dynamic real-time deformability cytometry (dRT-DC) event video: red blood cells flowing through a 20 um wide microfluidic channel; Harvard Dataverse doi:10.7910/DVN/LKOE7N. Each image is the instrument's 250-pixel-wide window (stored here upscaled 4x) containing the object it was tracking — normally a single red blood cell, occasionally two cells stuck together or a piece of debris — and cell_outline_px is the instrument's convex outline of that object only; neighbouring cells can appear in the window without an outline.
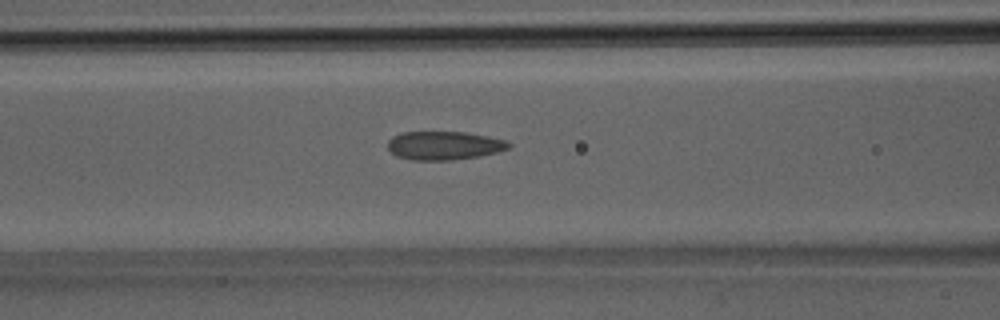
{"species": "Egyptian fruit bat (a non-hibernating species)", "species_latin": "Rousettus aegyptiacus", "temperature_condition": "room temperature", "stored_images_in_passage": 30, "segment_of_instrument_passage": [1, 2], "camera_frame_rate_fps": 3000, "um_per_image_px": 0.085, "animal": {"sex": "male"}, "frame": {"image": 1, "passage_image": 7, "time_ms": 2.0, "image_size_px": [1000, 320], "cell_outline_px": [[512, 144], [508, 148], [496, 152], [480, 156], [452, 160], [408, 160], [396, 156], [388, 148], [388, 140], [392, 136], [400, 132], [464, 132], [488, 136], [504, 140]], "centroid_in_image_um": [37.71, 12.37], "position_along_channel_um": 128.9, "area_um2": 20.17}}
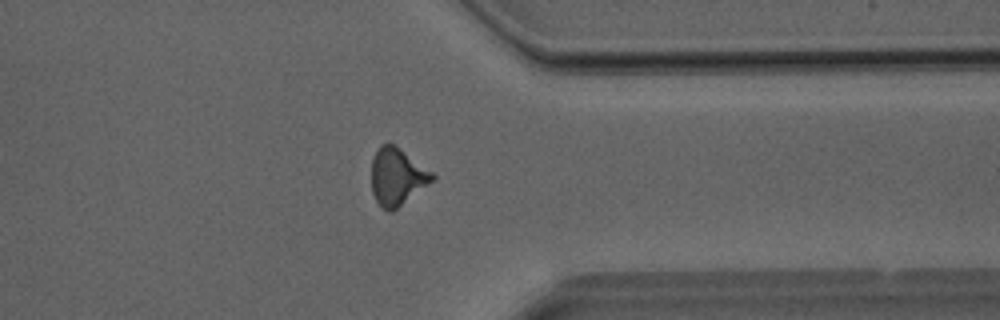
{"frame": {"image": 2, "passage_image": 21, "time_ms": 6.667, "image_size_px": [1000, 320], "cell_outline_px": [[436, 180], [392, 212], [388, 212], [376, 200], [372, 192], [372, 160], [380, 144], [388, 140], [400, 148], [432, 172], [436, 176]], "centroid_in_image_um": [33.77, 15.0], "position_along_channel_um": 377.6, "area_um2": 20.46}}
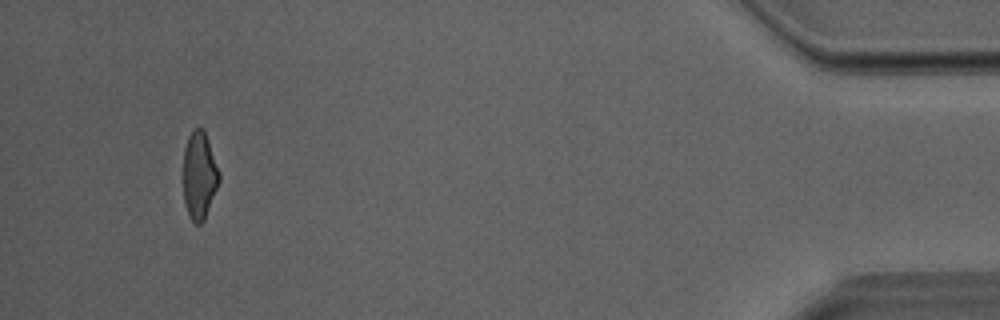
{"frame": {"image": 3, "passage_image": 27, "time_ms": 8.667, "image_size_px": [1000, 320], "cell_outline_px": [[220, 180], [204, 220], [200, 224], [196, 224], [188, 216], [184, 204], [184, 148], [188, 136], [192, 128], [204, 128], [220, 176]], "centroid_in_image_um": [16.93, 14.91], "position_along_channel_um": 418.3, "area_um2": 18.21}}